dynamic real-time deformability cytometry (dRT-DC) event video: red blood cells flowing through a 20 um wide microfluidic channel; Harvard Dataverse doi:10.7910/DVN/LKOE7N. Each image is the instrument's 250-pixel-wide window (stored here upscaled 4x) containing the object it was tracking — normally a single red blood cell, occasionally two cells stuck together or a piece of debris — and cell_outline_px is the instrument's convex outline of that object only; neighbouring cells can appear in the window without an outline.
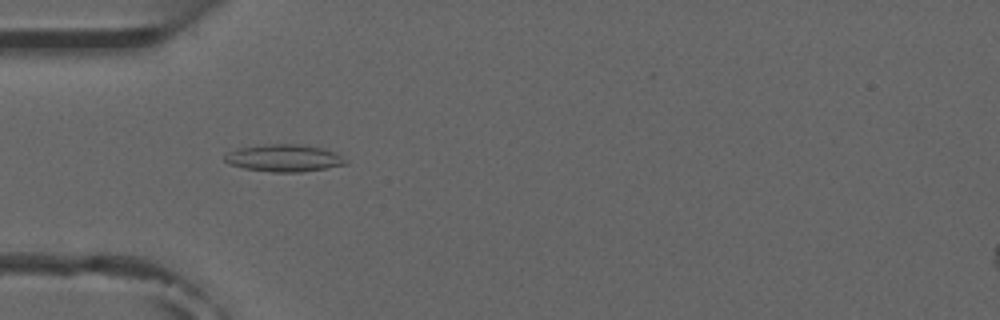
{"species": "common noctule bat (a hibernating species)", "species_latin": "Nyctalus noctula", "temperature_condition": "room temperature", "stored_images_in_passage": 6, "camera_frame_rate_fps": 3000, "um_per_image_px": 0.085, "animal": {"sex": "male", "forearm_length_mm": 52.5}, "frame": {"image": 1, "passage_image": 5, "time_ms": 4.667, "image_size_px": [1000, 320], "cell_outline_px": [[348, 164], [300, 172], [272, 172], [244, 168], [228, 164], [224, 160], [224, 156], [228, 152], [240, 148], [264, 144], [296, 144], [320, 148], [332, 152], [340, 156]], "centroid_in_image_um": [24.07, 13.44], "position_along_channel_um": 60.9, "area_um2": 18.79}}
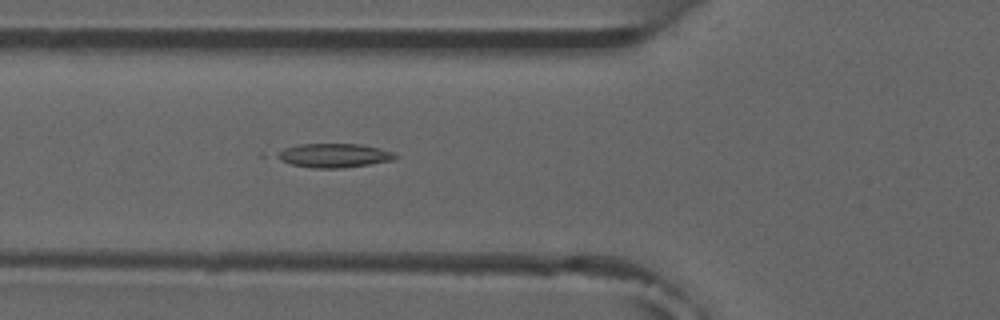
{"frame": {"image": 2, "passage_image": 6, "time_ms": 5.667, "image_size_px": [1000, 320], "cell_outline_px": [[396, 156], [392, 160], [368, 164], [340, 168], [312, 168], [292, 164], [280, 160], [272, 156], [276, 152], [284, 148], [300, 144], [360, 144], [380, 148], [392, 152]], "centroid_in_image_um": [28.3, 13.21], "position_along_channel_um": 97.5, "area_um2": 16.42}}